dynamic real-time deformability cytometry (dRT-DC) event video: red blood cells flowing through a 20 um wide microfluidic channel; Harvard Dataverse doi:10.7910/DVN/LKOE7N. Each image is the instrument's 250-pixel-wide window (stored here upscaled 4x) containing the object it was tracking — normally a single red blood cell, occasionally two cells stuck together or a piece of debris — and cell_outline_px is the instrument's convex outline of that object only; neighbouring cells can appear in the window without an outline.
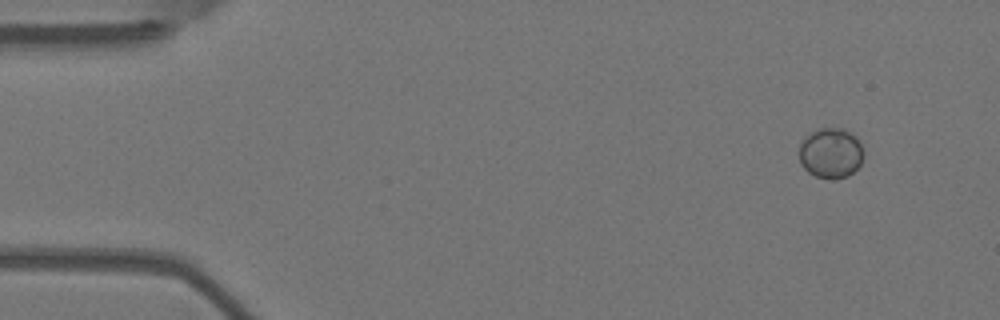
{"species": "Egyptian fruit bat (a non-hibernating species)", "species_latin": "Rousettus aegyptiacus", "temperature_condition": "warm", "stored_images_in_passage": 3, "camera_frame_rate_fps": 3000, "um_per_image_px": 0.085, "animal": {"sex": "female"}, "frame": {"image": 1, "passage_image": 1, "time_ms": 0.0, "image_size_px": [1000, 320], "cell_outline_px": [[864, 156], [860, 164], [848, 176], [816, 176], [808, 172], [800, 164], [800, 144], [812, 132], [820, 128], [844, 128], [852, 132], [856, 136], [864, 152]], "centroid_in_image_um": [70.64, 12.96], "position_along_channel_um": 14.4, "area_um2": 18.44}}
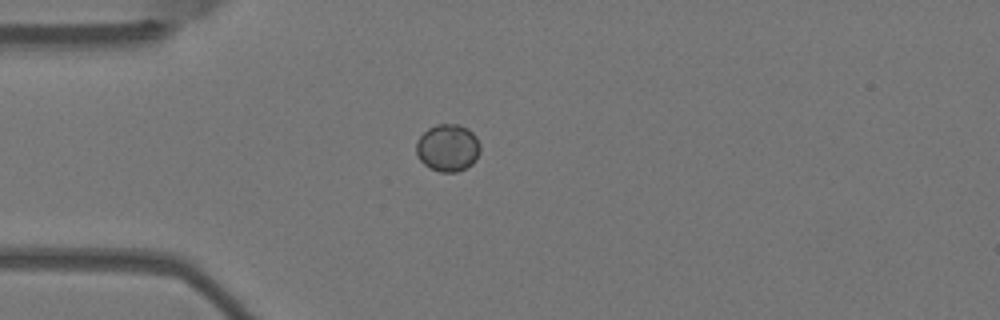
{"frame": {"image": 2, "passage_image": 3, "time_ms": 0.667, "image_size_px": [1000, 320], "cell_outline_px": [[480, 152], [476, 160], [472, 164], [456, 172], [440, 172], [424, 164], [420, 160], [416, 152], [416, 140], [428, 128], [436, 124], [460, 124], [468, 128], [476, 136], [480, 144]], "centroid_in_image_um": [38.07, 12.54], "position_along_channel_um": 46.9, "area_um2": 17.74}}